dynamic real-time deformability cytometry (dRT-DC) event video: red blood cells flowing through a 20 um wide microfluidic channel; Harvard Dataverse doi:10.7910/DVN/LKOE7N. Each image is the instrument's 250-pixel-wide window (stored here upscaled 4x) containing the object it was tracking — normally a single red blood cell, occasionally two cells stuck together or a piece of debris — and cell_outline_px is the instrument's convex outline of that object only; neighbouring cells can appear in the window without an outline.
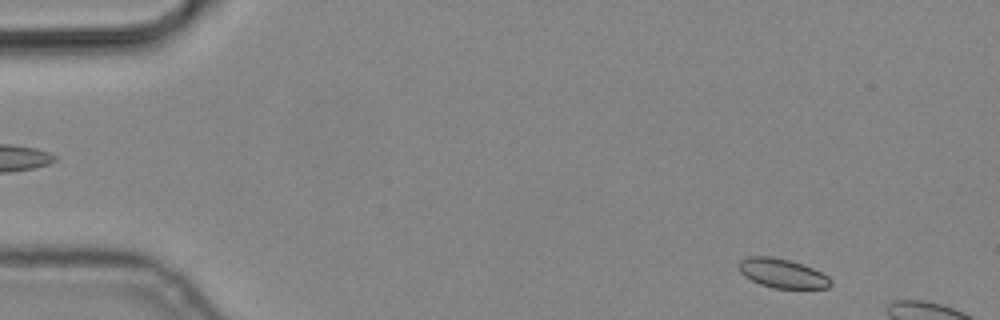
{"species": "common noctule bat (a hibernating species)", "species_latin": "Nyctalus noctula", "temperature_condition": "cold", "stored_images_in_passage": 5, "camera_frame_rate_fps": 3000, "um_per_image_px": 0.085, "animal": {"sex": "male", "body_mass_g": 19.2, "forearm_length_mm": 51.8}, "frame": {"image": 1, "passage_image": 5, "time_ms": 1.333, "image_size_px": [1000, 320], "cell_outline_px": [[832, 284], [828, 288], [772, 288], [760, 284], [744, 276], [740, 272], [740, 260], [748, 256], [768, 256], [788, 260], [812, 268], [828, 276], [832, 280]], "centroid_in_image_um": [66.5, 23.24], "position_along_channel_um": 18.5, "area_um2": 15.43}}